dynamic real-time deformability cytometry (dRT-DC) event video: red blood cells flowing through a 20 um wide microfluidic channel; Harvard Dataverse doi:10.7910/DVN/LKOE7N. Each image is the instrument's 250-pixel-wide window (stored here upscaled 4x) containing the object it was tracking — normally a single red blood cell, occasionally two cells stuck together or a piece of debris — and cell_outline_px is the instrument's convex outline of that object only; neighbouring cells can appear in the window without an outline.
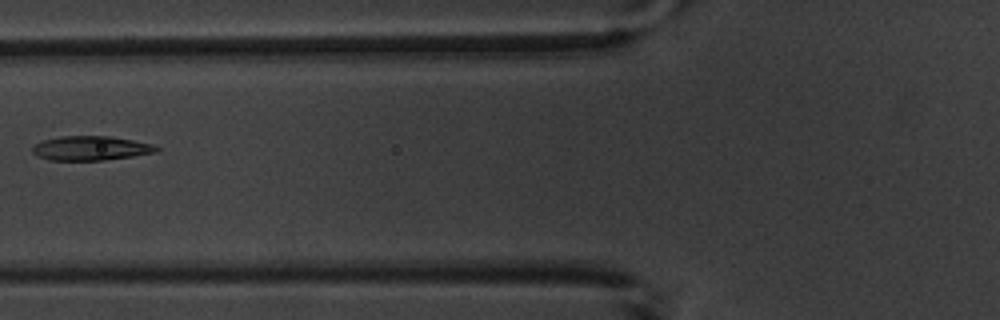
{"species": "common noctule bat (a hibernating species)", "species_latin": "Nyctalus noctula", "temperature_condition": "warm", "stored_images_in_passage": 7, "camera_frame_rate_fps": 3000, "um_per_image_px": 0.085, "animal": {"sex": "male", "body_mass_g": 20.1, "forearm_length_mm": 53.5}, "frame": {"image": 1, "passage_image": 6, "time_ms": 7.0, "image_size_px": [1000, 320], "cell_outline_px": [[160, 148], [156, 152], [132, 156], [104, 160], [48, 160], [36, 156], [32, 152], [32, 148], [36, 144], [44, 140], [60, 136], [112, 136], [152, 144]], "centroid_in_image_um": [7.7, 12.6], "position_along_channel_um": 118.1, "area_um2": 17.51}}
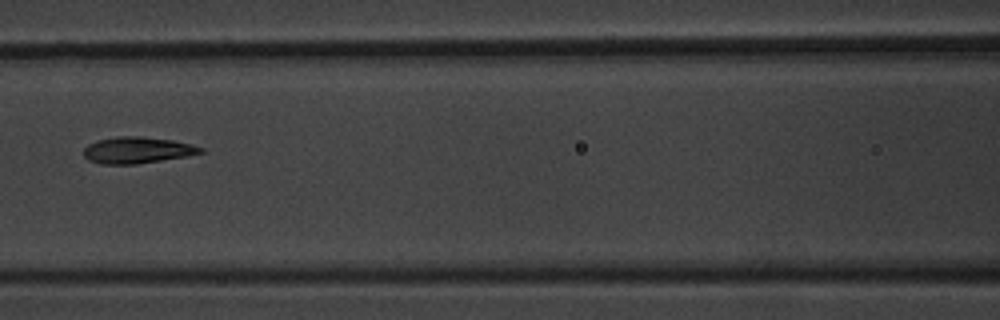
{"frame": {"image": 2, "passage_image": 7, "time_ms": 8.0, "image_size_px": [1000, 320], "cell_outline_px": [[204, 152], [184, 156], [136, 164], [100, 164], [88, 160], [84, 156], [84, 148], [88, 144], [96, 140], [116, 136], [140, 136], [172, 140], [192, 144], [204, 148]], "centroid_in_image_um": [11.63, 12.75], "position_along_channel_um": 155.0, "area_um2": 17.98}}